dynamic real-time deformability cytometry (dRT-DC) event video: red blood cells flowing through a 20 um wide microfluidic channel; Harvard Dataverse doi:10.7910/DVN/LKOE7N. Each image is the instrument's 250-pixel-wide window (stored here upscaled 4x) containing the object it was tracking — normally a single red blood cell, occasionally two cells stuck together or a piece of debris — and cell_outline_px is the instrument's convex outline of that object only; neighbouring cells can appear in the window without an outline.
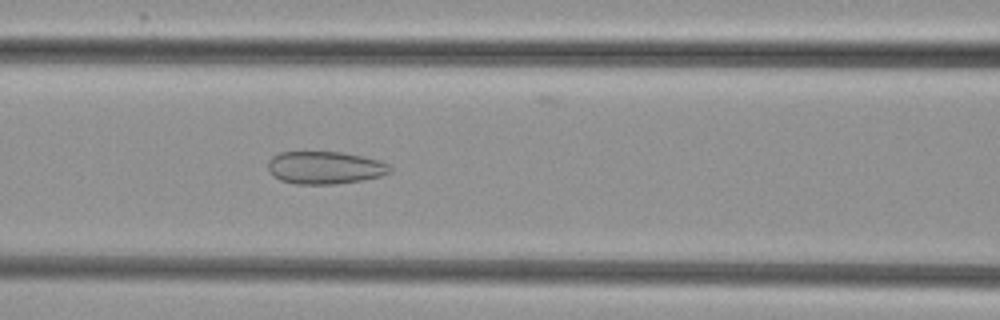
{"species": "common noctule bat (a hibernating species)", "species_latin": "Nyctalus noctula", "temperature_condition": "cold", "stored_images_in_passage": 38, "camera_frame_rate_fps": 3000, "um_per_image_px": 0.085, "animal": {"sex": "female", "body_mass_g": 29.2, "forearm_length_mm": 56.3}, "frame": {"image": 1, "passage_image": 8, "time_ms": 2.333, "image_size_px": [1000, 320], "cell_outline_px": [[392, 172], [380, 176], [360, 180], [336, 184], [296, 184], [280, 180], [272, 176], [268, 168], [268, 160], [272, 156], [280, 152], [340, 152], [380, 160], [388, 164], [392, 168]], "centroid_in_image_um": [27.6, 14.25], "position_along_channel_um": 139.0, "area_um2": 23.24}}
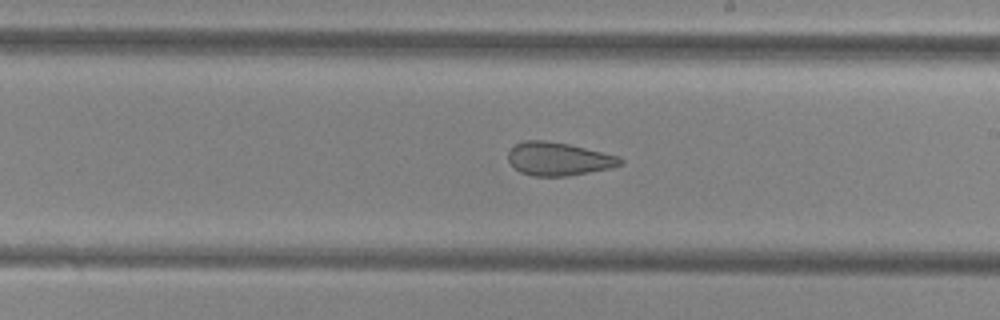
{"frame": {"image": 2, "passage_image": 16, "time_ms": 5.0, "image_size_px": [1000, 320], "cell_outline_px": [[624, 164], [608, 168], [568, 176], [532, 176], [520, 172], [508, 160], [508, 152], [516, 144], [524, 140], [544, 140], [568, 144], [620, 156], [624, 160]], "centroid_in_image_um": [47.48, 13.5], "position_along_channel_um": 241.5, "area_um2": 21.62}}
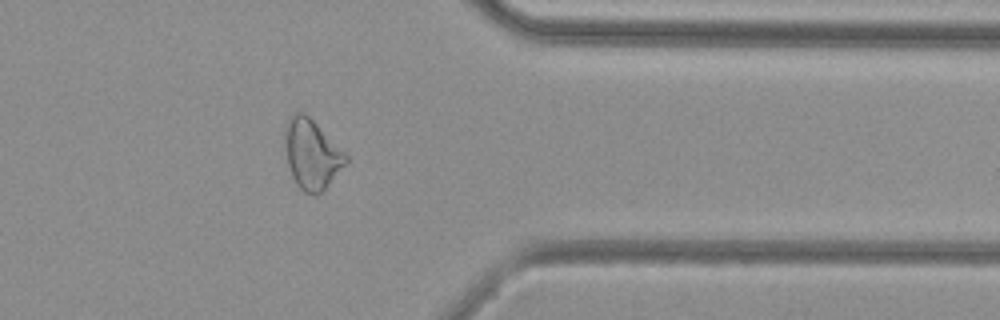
{"frame": {"image": 3, "passage_image": 28, "time_ms": 9.0, "image_size_px": [1000, 320], "cell_outline_px": [[348, 160], [324, 188], [316, 196], [312, 196], [304, 192], [296, 184], [292, 176], [288, 164], [284, 148], [284, 124], [292, 112], [304, 112], [348, 156]], "centroid_in_image_um": [26.43, 13.08], "position_along_channel_um": 385.0, "area_um2": 24.51}, "authors_computed_cell_mechanics": {"area_um2": 24.1315, "velocity_mm_per_s": 3.8531, "shape_relaxation_time_tau1_ms": null, "shape_relaxation_time_tau2_ms": 1.8254, "deformation_change_tau1": null, "deformation_change_tau2": 0.0928}}